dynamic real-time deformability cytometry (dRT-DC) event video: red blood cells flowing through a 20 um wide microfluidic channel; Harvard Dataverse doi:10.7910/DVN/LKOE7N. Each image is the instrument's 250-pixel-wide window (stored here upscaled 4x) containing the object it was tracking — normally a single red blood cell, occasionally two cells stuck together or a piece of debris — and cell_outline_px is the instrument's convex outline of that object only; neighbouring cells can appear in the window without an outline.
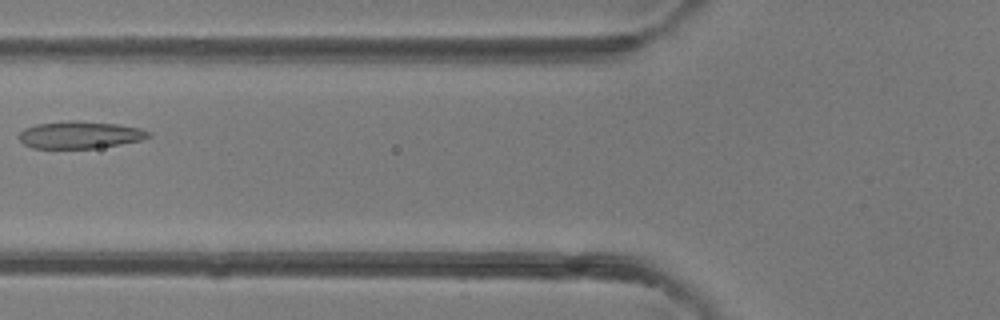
{"species": "common noctule bat (a hibernating species)", "species_latin": "Nyctalus noctula", "temperature_condition": "room temperature", "stored_images_in_passage": 2, "camera_frame_rate_fps": 3000, "um_per_image_px": 0.085, "animal": {"sex": "female"}, "frame": {"image": 1, "passage_image": 2, "time_ms": 1.0, "image_size_px": [1000, 320], "cell_outline_px": [[152, 136], [140, 140], [120, 144], [92, 148], [32, 148], [24, 144], [16, 136], [24, 128], [36, 124], [68, 120], [76, 120], [120, 124], [140, 128], [152, 132]], "centroid_in_image_um": [6.78, 11.45], "position_along_channel_um": 119.0, "area_um2": 20.75}}